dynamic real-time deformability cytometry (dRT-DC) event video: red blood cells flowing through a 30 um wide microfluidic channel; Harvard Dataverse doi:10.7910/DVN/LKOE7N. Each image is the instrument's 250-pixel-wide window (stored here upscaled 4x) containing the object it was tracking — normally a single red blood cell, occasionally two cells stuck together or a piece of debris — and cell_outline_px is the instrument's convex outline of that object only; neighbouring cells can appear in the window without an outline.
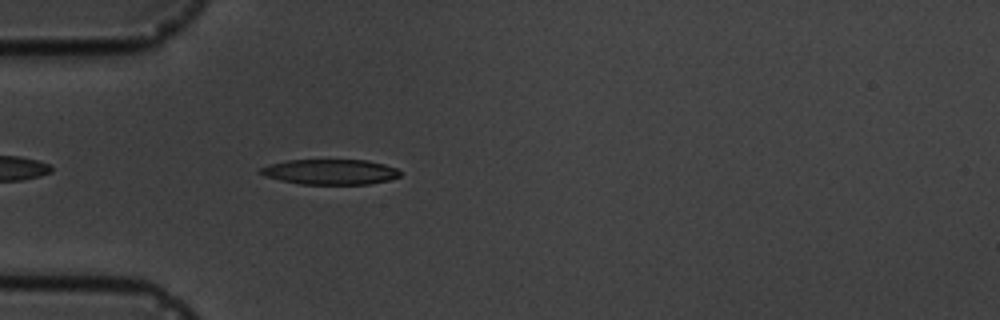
{"species": "common noctule bat (a hibernating species)", "species_latin": "Nyctalus noctula", "temperature_condition": "cold", "stored_images_in_passage": 5, "camera_frame_rate_fps": 3000, "um_per_image_px": 0.085, "animal": {"sex": "male", "body_mass_g": 19.5, "forearm_length_mm": 54.6}, "frame": {"image": 1, "passage_image": 5, "time_ms": 4.667, "image_size_px": [1000, 320], "cell_outline_px": [[400, 176], [388, 180], [368, 184], [300, 184], [280, 180], [264, 176], [260, 172], [260, 168], [268, 164], [288, 160], [368, 160], [384, 164], [396, 168], [400, 172]], "centroid_in_image_um": [28.05, 14.6], "position_along_channel_um": 56.9, "area_um2": 20.52}}